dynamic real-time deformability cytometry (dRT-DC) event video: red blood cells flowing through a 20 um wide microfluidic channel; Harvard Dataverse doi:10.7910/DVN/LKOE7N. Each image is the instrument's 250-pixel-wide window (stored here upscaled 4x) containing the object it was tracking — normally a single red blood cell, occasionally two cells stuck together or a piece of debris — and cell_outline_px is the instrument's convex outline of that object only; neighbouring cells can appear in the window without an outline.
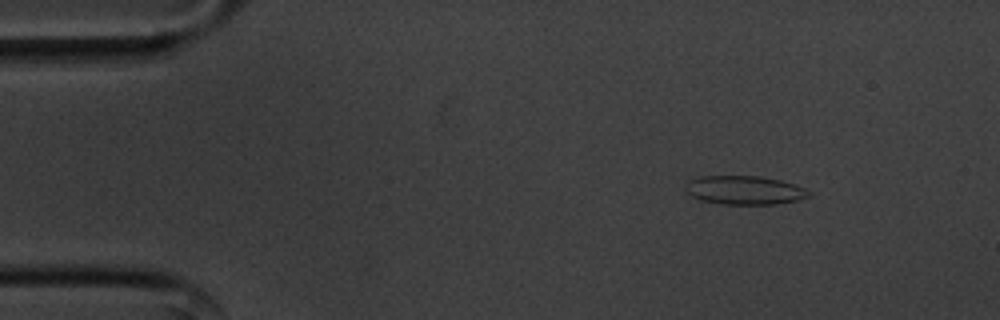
{"species": "common noctule bat (a hibernating species)", "species_latin": "Nyctalus noctula", "temperature_condition": "cold", "stored_images_in_passage": 54, "camera_frame_rate_fps": 3000, "um_per_image_px": 0.085, "animal": {"sex": "male", "body_mass_g": 20.1, "forearm_length_mm": 53.5}, "frame": {"image": 1, "passage_image": 6, "time_ms": 1.667, "image_size_px": [1000, 320], "cell_outline_px": [[812, 196], [800, 200], [776, 204], [720, 204], [700, 200], [692, 196], [684, 188], [684, 184], [688, 180], [700, 176], [760, 176], [780, 180], [804, 188], [812, 192]], "centroid_in_image_um": [63.28, 16.17], "position_along_channel_um": 21.7, "area_um2": 20.87}}
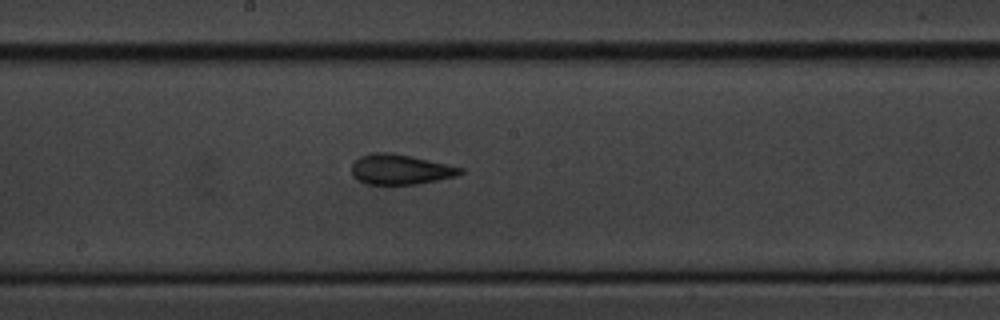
{"frame": {"image": 2, "passage_image": 28, "time_ms": 9.0, "image_size_px": [1000, 320], "cell_outline_px": [[464, 172], [456, 176], [416, 184], [368, 184], [352, 176], [352, 164], [360, 156], [372, 152], [392, 152], [412, 156], [464, 168]], "centroid_in_image_um": [34.03, 14.38], "position_along_channel_um": 214.2, "area_um2": 19.02}}
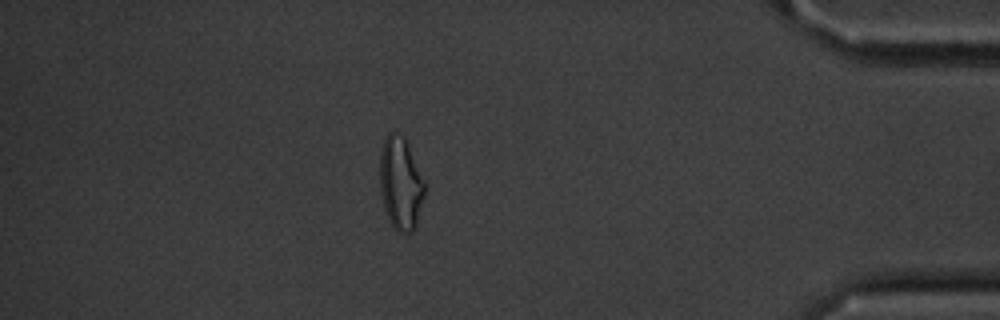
{"frame": {"image": 3, "passage_image": 47, "time_ms": 15.333, "image_size_px": [1000, 320], "cell_outline_px": [[424, 196], [416, 228], [412, 232], [400, 232], [392, 224], [384, 208], [380, 192], [380, 152], [384, 140], [388, 132], [392, 132], [404, 136], [408, 144], [424, 180]], "centroid_in_image_um": [34.05, 15.58], "position_along_channel_um": 401.1, "area_um2": 24.1}, "authors_computed_cell_mechanics": {"area_um2": 20.4901, "velocity_mm_per_s": 3.5969, "shape_relaxation_time_tau1_ms": 3.7443, "shape_relaxation_time_tau2_ms": 2.1585, "deformation_change_tau1": 0.1253, "deformation_change_tau2": 0.1067}}